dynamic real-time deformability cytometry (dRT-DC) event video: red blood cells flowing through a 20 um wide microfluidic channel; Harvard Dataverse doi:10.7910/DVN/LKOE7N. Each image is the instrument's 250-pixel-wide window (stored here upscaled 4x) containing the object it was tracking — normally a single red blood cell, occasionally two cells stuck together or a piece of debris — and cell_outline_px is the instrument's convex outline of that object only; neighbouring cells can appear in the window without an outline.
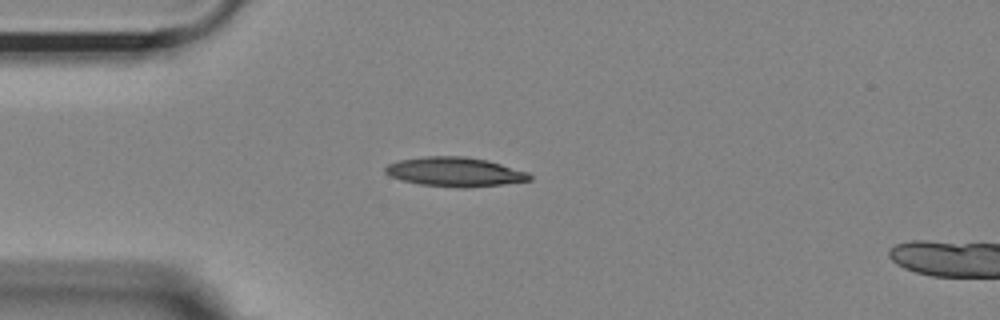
{"species": "Egyptian fruit bat (a non-hibernating species)", "species_latin": "Rousettus aegyptiacus", "temperature_condition": "room temperature", "stored_images_in_passage": 41, "camera_frame_rate_fps": 3000, "um_per_image_px": 0.085, "animal": {"sex": "female"}, "frame": {"image": 1, "passage_image": 1, "time_ms": 0.0, "image_size_px": [1000, 320], "cell_outline_px": [[532, 180], [504, 184], [468, 188], [456, 188], [420, 184], [400, 180], [388, 176], [384, 172], [384, 168], [388, 164], [400, 160], [424, 156], [464, 156], [488, 160], [528, 172], [532, 176]], "centroid_in_image_um": [38.65, 14.62], "position_along_channel_um": 46.3, "area_um2": 24.91}}
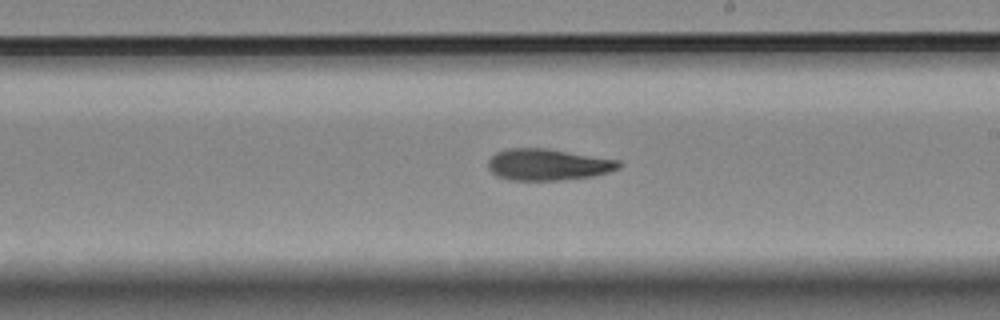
{"frame": {"image": 2, "passage_image": 18, "time_ms": 5.667, "image_size_px": [1000, 320], "cell_outline_px": [[620, 168], [608, 172], [592, 176], [556, 180], [508, 180], [496, 176], [488, 168], [488, 160], [496, 152], [508, 148], [544, 148], [620, 160]], "centroid_in_image_um": [46.54, 13.99], "position_along_channel_um": 242.5, "area_um2": 23.87}}
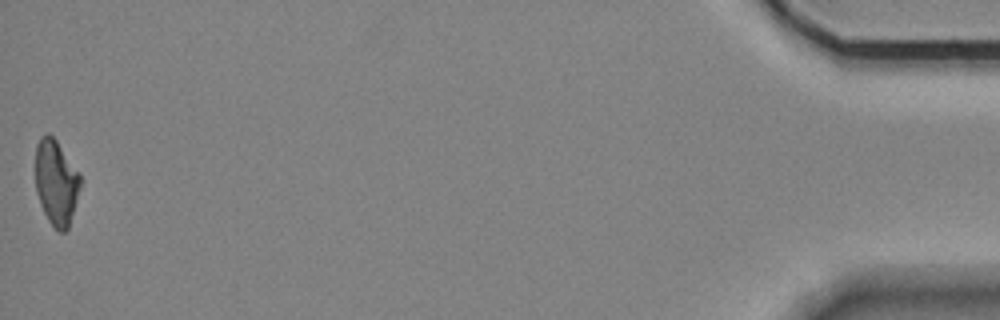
{"frame": {"image": 3, "passage_image": 41, "time_ms": 13.333, "image_size_px": [1000, 320], "cell_outline_px": [[80, 188], [68, 228], [64, 232], [60, 232], [48, 220], [40, 204], [36, 192], [36, 144], [40, 136], [44, 132], [48, 132], [56, 140], [80, 176]], "centroid_in_image_um": [4.74, 15.48], "position_along_channel_um": 430.5, "area_um2": 21.96}}